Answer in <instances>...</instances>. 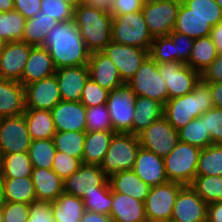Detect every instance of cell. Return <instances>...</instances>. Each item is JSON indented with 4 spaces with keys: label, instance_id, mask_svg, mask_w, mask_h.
<instances>
[{
    "label": "cell",
    "instance_id": "6da1fadb",
    "mask_svg": "<svg viewBox=\"0 0 222 222\" xmlns=\"http://www.w3.org/2000/svg\"><path fill=\"white\" fill-rule=\"evenodd\" d=\"M42 46L49 51L56 70L88 65L91 53L73 20L59 22L54 26Z\"/></svg>",
    "mask_w": 222,
    "mask_h": 222
},
{
    "label": "cell",
    "instance_id": "7a4b0ae2",
    "mask_svg": "<svg viewBox=\"0 0 222 222\" xmlns=\"http://www.w3.org/2000/svg\"><path fill=\"white\" fill-rule=\"evenodd\" d=\"M213 107L209 85L200 78L191 93L169 99L164 104L163 116L178 131Z\"/></svg>",
    "mask_w": 222,
    "mask_h": 222
},
{
    "label": "cell",
    "instance_id": "3957f363",
    "mask_svg": "<svg viewBox=\"0 0 222 222\" xmlns=\"http://www.w3.org/2000/svg\"><path fill=\"white\" fill-rule=\"evenodd\" d=\"M112 18L84 4L74 9L73 21L90 53L101 52L111 42Z\"/></svg>",
    "mask_w": 222,
    "mask_h": 222
},
{
    "label": "cell",
    "instance_id": "277c9868",
    "mask_svg": "<svg viewBox=\"0 0 222 222\" xmlns=\"http://www.w3.org/2000/svg\"><path fill=\"white\" fill-rule=\"evenodd\" d=\"M153 40L142 11L116 15L112 18V42L149 50Z\"/></svg>",
    "mask_w": 222,
    "mask_h": 222
},
{
    "label": "cell",
    "instance_id": "5b68a950",
    "mask_svg": "<svg viewBox=\"0 0 222 222\" xmlns=\"http://www.w3.org/2000/svg\"><path fill=\"white\" fill-rule=\"evenodd\" d=\"M140 147L138 135L115 132L99 166L108 177L119 171L132 170Z\"/></svg>",
    "mask_w": 222,
    "mask_h": 222
},
{
    "label": "cell",
    "instance_id": "8992f818",
    "mask_svg": "<svg viewBox=\"0 0 222 222\" xmlns=\"http://www.w3.org/2000/svg\"><path fill=\"white\" fill-rule=\"evenodd\" d=\"M201 150L179 140L176 147L164 158L168 181L191 185L197 174Z\"/></svg>",
    "mask_w": 222,
    "mask_h": 222
},
{
    "label": "cell",
    "instance_id": "52a82bcc",
    "mask_svg": "<svg viewBox=\"0 0 222 222\" xmlns=\"http://www.w3.org/2000/svg\"><path fill=\"white\" fill-rule=\"evenodd\" d=\"M127 84L137 96L157 100L163 105L169 100L167 85L159 73L158 63L150 56L143 61Z\"/></svg>",
    "mask_w": 222,
    "mask_h": 222
},
{
    "label": "cell",
    "instance_id": "ba28073f",
    "mask_svg": "<svg viewBox=\"0 0 222 222\" xmlns=\"http://www.w3.org/2000/svg\"><path fill=\"white\" fill-rule=\"evenodd\" d=\"M136 97L127 83L109 92L106 107L114 132L132 134Z\"/></svg>",
    "mask_w": 222,
    "mask_h": 222
},
{
    "label": "cell",
    "instance_id": "9c48e42d",
    "mask_svg": "<svg viewBox=\"0 0 222 222\" xmlns=\"http://www.w3.org/2000/svg\"><path fill=\"white\" fill-rule=\"evenodd\" d=\"M184 186L181 183L171 181L153 186L144 202L148 222H170L173 206L179 191Z\"/></svg>",
    "mask_w": 222,
    "mask_h": 222
},
{
    "label": "cell",
    "instance_id": "30bf717a",
    "mask_svg": "<svg viewBox=\"0 0 222 222\" xmlns=\"http://www.w3.org/2000/svg\"><path fill=\"white\" fill-rule=\"evenodd\" d=\"M180 4L169 0L144 2L142 14L153 38L167 36L173 31Z\"/></svg>",
    "mask_w": 222,
    "mask_h": 222
},
{
    "label": "cell",
    "instance_id": "8fae6325",
    "mask_svg": "<svg viewBox=\"0 0 222 222\" xmlns=\"http://www.w3.org/2000/svg\"><path fill=\"white\" fill-rule=\"evenodd\" d=\"M140 146L165 158L176 147L178 131L162 116L138 134Z\"/></svg>",
    "mask_w": 222,
    "mask_h": 222
},
{
    "label": "cell",
    "instance_id": "7c38bea8",
    "mask_svg": "<svg viewBox=\"0 0 222 222\" xmlns=\"http://www.w3.org/2000/svg\"><path fill=\"white\" fill-rule=\"evenodd\" d=\"M158 70L167 85L169 99L191 93L200 80V73L180 61L158 64Z\"/></svg>",
    "mask_w": 222,
    "mask_h": 222
},
{
    "label": "cell",
    "instance_id": "4fadbf2b",
    "mask_svg": "<svg viewBox=\"0 0 222 222\" xmlns=\"http://www.w3.org/2000/svg\"><path fill=\"white\" fill-rule=\"evenodd\" d=\"M109 177L99 165L82 163L79 169L63 180V192L83 199L97 187H108Z\"/></svg>",
    "mask_w": 222,
    "mask_h": 222
},
{
    "label": "cell",
    "instance_id": "5bb4252c",
    "mask_svg": "<svg viewBox=\"0 0 222 222\" xmlns=\"http://www.w3.org/2000/svg\"><path fill=\"white\" fill-rule=\"evenodd\" d=\"M31 142L24 114L0 118V155L28 152Z\"/></svg>",
    "mask_w": 222,
    "mask_h": 222
},
{
    "label": "cell",
    "instance_id": "9a60e30c",
    "mask_svg": "<svg viewBox=\"0 0 222 222\" xmlns=\"http://www.w3.org/2000/svg\"><path fill=\"white\" fill-rule=\"evenodd\" d=\"M116 65L119 75L127 83L149 56V50L110 42L102 51Z\"/></svg>",
    "mask_w": 222,
    "mask_h": 222
},
{
    "label": "cell",
    "instance_id": "2e32d148",
    "mask_svg": "<svg viewBox=\"0 0 222 222\" xmlns=\"http://www.w3.org/2000/svg\"><path fill=\"white\" fill-rule=\"evenodd\" d=\"M208 204L190 186L185 185L177 196L170 222H207Z\"/></svg>",
    "mask_w": 222,
    "mask_h": 222
},
{
    "label": "cell",
    "instance_id": "e0dca14e",
    "mask_svg": "<svg viewBox=\"0 0 222 222\" xmlns=\"http://www.w3.org/2000/svg\"><path fill=\"white\" fill-rule=\"evenodd\" d=\"M32 45L23 41L5 42L0 50V79L21 83V78Z\"/></svg>",
    "mask_w": 222,
    "mask_h": 222
},
{
    "label": "cell",
    "instance_id": "ac0fdd59",
    "mask_svg": "<svg viewBox=\"0 0 222 222\" xmlns=\"http://www.w3.org/2000/svg\"><path fill=\"white\" fill-rule=\"evenodd\" d=\"M24 88L26 109L52 110L62 100L55 74Z\"/></svg>",
    "mask_w": 222,
    "mask_h": 222
},
{
    "label": "cell",
    "instance_id": "d6986e66",
    "mask_svg": "<svg viewBox=\"0 0 222 222\" xmlns=\"http://www.w3.org/2000/svg\"><path fill=\"white\" fill-rule=\"evenodd\" d=\"M56 132H86V107L80 101H60L51 110Z\"/></svg>",
    "mask_w": 222,
    "mask_h": 222
},
{
    "label": "cell",
    "instance_id": "ffe728a7",
    "mask_svg": "<svg viewBox=\"0 0 222 222\" xmlns=\"http://www.w3.org/2000/svg\"><path fill=\"white\" fill-rule=\"evenodd\" d=\"M132 170L151 187L168 182L164 158L143 147H140L138 151Z\"/></svg>",
    "mask_w": 222,
    "mask_h": 222
},
{
    "label": "cell",
    "instance_id": "44dd1931",
    "mask_svg": "<svg viewBox=\"0 0 222 222\" xmlns=\"http://www.w3.org/2000/svg\"><path fill=\"white\" fill-rule=\"evenodd\" d=\"M62 101H80L85 82L89 78L87 65L64 67L55 72Z\"/></svg>",
    "mask_w": 222,
    "mask_h": 222
},
{
    "label": "cell",
    "instance_id": "7402d4cb",
    "mask_svg": "<svg viewBox=\"0 0 222 222\" xmlns=\"http://www.w3.org/2000/svg\"><path fill=\"white\" fill-rule=\"evenodd\" d=\"M87 66L89 77L102 88L111 91L125 84L116 65L102 52L91 53Z\"/></svg>",
    "mask_w": 222,
    "mask_h": 222
},
{
    "label": "cell",
    "instance_id": "603a6c76",
    "mask_svg": "<svg viewBox=\"0 0 222 222\" xmlns=\"http://www.w3.org/2000/svg\"><path fill=\"white\" fill-rule=\"evenodd\" d=\"M56 68L49 51L43 46H32L21 78L27 85L54 75Z\"/></svg>",
    "mask_w": 222,
    "mask_h": 222
},
{
    "label": "cell",
    "instance_id": "cb8c5ba5",
    "mask_svg": "<svg viewBox=\"0 0 222 222\" xmlns=\"http://www.w3.org/2000/svg\"><path fill=\"white\" fill-rule=\"evenodd\" d=\"M25 88L14 80L0 79V118L25 112Z\"/></svg>",
    "mask_w": 222,
    "mask_h": 222
},
{
    "label": "cell",
    "instance_id": "d4e9b609",
    "mask_svg": "<svg viewBox=\"0 0 222 222\" xmlns=\"http://www.w3.org/2000/svg\"><path fill=\"white\" fill-rule=\"evenodd\" d=\"M109 216L113 222H148L144 202L114 191Z\"/></svg>",
    "mask_w": 222,
    "mask_h": 222
},
{
    "label": "cell",
    "instance_id": "484cf974",
    "mask_svg": "<svg viewBox=\"0 0 222 222\" xmlns=\"http://www.w3.org/2000/svg\"><path fill=\"white\" fill-rule=\"evenodd\" d=\"M31 179L37 201H55L63 193V179L52 169L33 168Z\"/></svg>",
    "mask_w": 222,
    "mask_h": 222
},
{
    "label": "cell",
    "instance_id": "4316f807",
    "mask_svg": "<svg viewBox=\"0 0 222 222\" xmlns=\"http://www.w3.org/2000/svg\"><path fill=\"white\" fill-rule=\"evenodd\" d=\"M111 190L145 202L151 186L142 181L133 170L119 171L109 176Z\"/></svg>",
    "mask_w": 222,
    "mask_h": 222
},
{
    "label": "cell",
    "instance_id": "83f0119b",
    "mask_svg": "<svg viewBox=\"0 0 222 222\" xmlns=\"http://www.w3.org/2000/svg\"><path fill=\"white\" fill-rule=\"evenodd\" d=\"M212 26L204 18L191 12L183 3L180 4L173 31L192 39L210 35Z\"/></svg>",
    "mask_w": 222,
    "mask_h": 222
},
{
    "label": "cell",
    "instance_id": "f1b7e54d",
    "mask_svg": "<svg viewBox=\"0 0 222 222\" xmlns=\"http://www.w3.org/2000/svg\"><path fill=\"white\" fill-rule=\"evenodd\" d=\"M164 105L157 100L137 96L133 115L132 134L138 135L155 120L163 116Z\"/></svg>",
    "mask_w": 222,
    "mask_h": 222
},
{
    "label": "cell",
    "instance_id": "f546056e",
    "mask_svg": "<svg viewBox=\"0 0 222 222\" xmlns=\"http://www.w3.org/2000/svg\"><path fill=\"white\" fill-rule=\"evenodd\" d=\"M114 133V131L86 132L82 163L100 165L109 148Z\"/></svg>",
    "mask_w": 222,
    "mask_h": 222
},
{
    "label": "cell",
    "instance_id": "4dcf8cb0",
    "mask_svg": "<svg viewBox=\"0 0 222 222\" xmlns=\"http://www.w3.org/2000/svg\"><path fill=\"white\" fill-rule=\"evenodd\" d=\"M23 114L32 140L53 139L56 129L51 110L26 109Z\"/></svg>",
    "mask_w": 222,
    "mask_h": 222
},
{
    "label": "cell",
    "instance_id": "1f68e13d",
    "mask_svg": "<svg viewBox=\"0 0 222 222\" xmlns=\"http://www.w3.org/2000/svg\"><path fill=\"white\" fill-rule=\"evenodd\" d=\"M51 208L56 222H80L86 211L81 198L64 192L51 202Z\"/></svg>",
    "mask_w": 222,
    "mask_h": 222
},
{
    "label": "cell",
    "instance_id": "d6a6232c",
    "mask_svg": "<svg viewBox=\"0 0 222 222\" xmlns=\"http://www.w3.org/2000/svg\"><path fill=\"white\" fill-rule=\"evenodd\" d=\"M58 23L53 17H48L40 11L33 18L25 20L21 41L32 46H42L48 32Z\"/></svg>",
    "mask_w": 222,
    "mask_h": 222
},
{
    "label": "cell",
    "instance_id": "836d02e7",
    "mask_svg": "<svg viewBox=\"0 0 222 222\" xmlns=\"http://www.w3.org/2000/svg\"><path fill=\"white\" fill-rule=\"evenodd\" d=\"M37 201L31 177L5 178L3 202L31 204Z\"/></svg>",
    "mask_w": 222,
    "mask_h": 222
},
{
    "label": "cell",
    "instance_id": "e575fe53",
    "mask_svg": "<svg viewBox=\"0 0 222 222\" xmlns=\"http://www.w3.org/2000/svg\"><path fill=\"white\" fill-rule=\"evenodd\" d=\"M216 46L210 36L195 39L187 65L200 74L217 57Z\"/></svg>",
    "mask_w": 222,
    "mask_h": 222
},
{
    "label": "cell",
    "instance_id": "d590c367",
    "mask_svg": "<svg viewBox=\"0 0 222 222\" xmlns=\"http://www.w3.org/2000/svg\"><path fill=\"white\" fill-rule=\"evenodd\" d=\"M179 140L187 144L204 149L211 145V136L206 132L205 113L192 119L186 126L178 130Z\"/></svg>",
    "mask_w": 222,
    "mask_h": 222
},
{
    "label": "cell",
    "instance_id": "8d00e7d4",
    "mask_svg": "<svg viewBox=\"0 0 222 222\" xmlns=\"http://www.w3.org/2000/svg\"><path fill=\"white\" fill-rule=\"evenodd\" d=\"M0 168L4 178L31 177L33 170L28 152L0 155Z\"/></svg>",
    "mask_w": 222,
    "mask_h": 222
},
{
    "label": "cell",
    "instance_id": "74e56055",
    "mask_svg": "<svg viewBox=\"0 0 222 222\" xmlns=\"http://www.w3.org/2000/svg\"><path fill=\"white\" fill-rule=\"evenodd\" d=\"M222 176V144H211L200 152L196 176Z\"/></svg>",
    "mask_w": 222,
    "mask_h": 222
},
{
    "label": "cell",
    "instance_id": "f35d334b",
    "mask_svg": "<svg viewBox=\"0 0 222 222\" xmlns=\"http://www.w3.org/2000/svg\"><path fill=\"white\" fill-rule=\"evenodd\" d=\"M85 136L86 132L62 131L55 133L53 141L57 151L78 158L82 162Z\"/></svg>",
    "mask_w": 222,
    "mask_h": 222
},
{
    "label": "cell",
    "instance_id": "ab89813d",
    "mask_svg": "<svg viewBox=\"0 0 222 222\" xmlns=\"http://www.w3.org/2000/svg\"><path fill=\"white\" fill-rule=\"evenodd\" d=\"M56 151L53 139L32 140L28 150L32 167L51 169Z\"/></svg>",
    "mask_w": 222,
    "mask_h": 222
},
{
    "label": "cell",
    "instance_id": "60d3db41",
    "mask_svg": "<svg viewBox=\"0 0 222 222\" xmlns=\"http://www.w3.org/2000/svg\"><path fill=\"white\" fill-rule=\"evenodd\" d=\"M25 17L18 11L0 12V37L5 42L21 41Z\"/></svg>",
    "mask_w": 222,
    "mask_h": 222
},
{
    "label": "cell",
    "instance_id": "b9f144b4",
    "mask_svg": "<svg viewBox=\"0 0 222 222\" xmlns=\"http://www.w3.org/2000/svg\"><path fill=\"white\" fill-rule=\"evenodd\" d=\"M190 186L207 204L222 201V176H196Z\"/></svg>",
    "mask_w": 222,
    "mask_h": 222
},
{
    "label": "cell",
    "instance_id": "7bdbcfd3",
    "mask_svg": "<svg viewBox=\"0 0 222 222\" xmlns=\"http://www.w3.org/2000/svg\"><path fill=\"white\" fill-rule=\"evenodd\" d=\"M82 200L86 211L110 215L113 202V191L110 186L97 187V191L86 194Z\"/></svg>",
    "mask_w": 222,
    "mask_h": 222
},
{
    "label": "cell",
    "instance_id": "ee69618b",
    "mask_svg": "<svg viewBox=\"0 0 222 222\" xmlns=\"http://www.w3.org/2000/svg\"><path fill=\"white\" fill-rule=\"evenodd\" d=\"M183 4L212 27L222 21V9L215 0H184Z\"/></svg>",
    "mask_w": 222,
    "mask_h": 222
},
{
    "label": "cell",
    "instance_id": "f6af8a7d",
    "mask_svg": "<svg viewBox=\"0 0 222 222\" xmlns=\"http://www.w3.org/2000/svg\"><path fill=\"white\" fill-rule=\"evenodd\" d=\"M113 131L106 104L86 107V132Z\"/></svg>",
    "mask_w": 222,
    "mask_h": 222
},
{
    "label": "cell",
    "instance_id": "bcb514c9",
    "mask_svg": "<svg viewBox=\"0 0 222 222\" xmlns=\"http://www.w3.org/2000/svg\"><path fill=\"white\" fill-rule=\"evenodd\" d=\"M149 56L158 64L174 61V42L169 35L155 37L149 49Z\"/></svg>",
    "mask_w": 222,
    "mask_h": 222
},
{
    "label": "cell",
    "instance_id": "7dc6e473",
    "mask_svg": "<svg viewBox=\"0 0 222 222\" xmlns=\"http://www.w3.org/2000/svg\"><path fill=\"white\" fill-rule=\"evenodd\" d=\"M109 92V90L102 88L89 77L85 82L80 102L85 107L106 104Z\"/></svg>",
    "mask_w": 222,
    "mask_h": 222
},
{
    "label": "cell",
    "instance_id": "c3c4849f",
    "mask_svg": "<svg viewBox=\"0 0 222 222\" xmlns=\"http://www.w3.org/2000/svg\"><path fill=\"white\" fill-rule=\"evenodd\" d=\"M58 22L73 20L74 9L62 0H41V10Z\"/></svg>",
    "mask_w": 222,
    "mask_h": 222
},
{
    "label": "cell",
    "instance_id": "681fc988",
    "mask_svg": "<svg viewBox=\"0 0 222 222\" xmlns=\"http://www.w3.org/2000/svg\"><path fill=\"white\" fill-rule=\"evenodd\" d=\"M81 164L78 158L56 151L51 169L64 180L75 173Z\"/></svg>",
    "mask_w": 222,
    "mask_h": 222
},
{
    "label": "cell",
    "instance_id": "f907efd6",
    "mask_svg": "<svg viewBox=\"0 0 222 222\" xmlns=\"http://www.w3.org/2000/svg\"><path fill=\"white\" fill-rule=\"evenodd\" d=\"M169 36L174 42V61H180L183 64H187L195 40L175 31H172Z\"/></svg>",
    "mask_w": 222,
    "mask_h": 222
},
{
    "label": "cell",
    "instance_id": "816d5d0a",
    "mask_svg": "<svg viewBox=\"0 0 222 222\" xmlns=\"http://www.w3.org/2000/svg\"><path fill=\"white\" fill-rule=\"evenodd\" d=\"M205 127L212 144H222V109L213 107L205 112Z\"/></svg>",
    "mask_w": 222,
    "mask_h": 222
},
{
    "label": "cell",
    "instance_id": "f5cc1de1",
    "mask_svg": "<svg viewBox=\"0 0 222 222\" xmlns=\"http://www.w3.org/2000/svg\"><path fill=\"white\" fill-rule=\"evenodd\" d=\"M30 204L21 202H3V222H26Z\"/></svg>",
    "mask_w": 222,
    "mask_h": 222
},
{
    "label": "cell",
    "instance_id": "db71d44e",
    "mask_svg": "<svg viewBox=\"0 0 222 222\" xmlns=\"http://www.w3.org/2000/svg\"><path fill=\"white\" fill-rule=\"evenodd\" d=\"M26 222H56L49 201H34L30 204L29 217Z\"/></svg>",
    "mask_w": 222,
    "mask_h": 222
},
{
    "label": "cell",
    "instance_id": "11a10c76",
    "mask_svg": "<svg viewBox=\"0 0 222 222\" xmlns=\"http://www.w3.org/2000/svg\"><path fill=\"white\" fill-rule=\"evenodd\" d=\"M143 5V0H114L111 15L115 17L116 15L142 11Z\"/></svg>",
    "mask_w": 222,
    "mask_h": 222
},
{
    "label": "cell",
    "instance_id": "9f6ffc18",
    "mask_svg": "<svg viewBox=\"0 0 222 222\" xmlns=\"http://www.w3.org/2000/svg\"><path fill=\"white\" fill-rule=\"evenodd\" d=\"M201 79L207 83L222 82V54L200 74Z\"/></svg>",
    "mask_w": 222,
    "mask_h": 222
},
{
    "label": "cell",
    "instance_id": "6f0895ef",
    "mask_svg": "<svg viewBox=\"0 0 222 222\" xmlns=\"http://www.w3.org/2000/svg\"><path fill=\"white\" fill-rule=\"evenodd\" d=\"M14 10L25 19L33 18L41 10V0H14Z\"/></svg>",
    "mask_w": 222,
    "mask_h": 222
},
{
    "label": "cell",
    "instance_id": "680465c9",
    "mask_svg": "<svg viewBox=\"0 0 222 222\" xmlns=\"http://www.w3.org/2000/svg\"><path fill=\"white\" fill-rule=\"evenodd\" d=\"M207 222H222V201L208 204Z\"/></svg>",
    "mask_w": 222,
    "mask_h": 222
},
{
    "label": "cell",
    "instance_id": "91938a15",
    "mask_svg": "<svg viewBox=\"0 0 222 222\" xmlns=\"http://www.w3.org/2000/svg\"><path fill=\"white\" fill-rule=\"evenodd\" d=\"M82 4L111 14V8L113 7L114 0H83Z\"/></svg>",
    "mask_w": 222,
    "mask_h": 222
},
{
    "label": "cell",
    "instance_id": "94428289",
    "mask_svg": "<svg viewBox=\"0 0 222 222\" xmlns=\"http://www.w3.org/2000/svg\"><path fill=\"white\" fill-rule=\"evenodd\" d=\"M214 107L222 109V82L208 83Z\"/></svg>",
    "mask_w": 222,
    "mask_h": 222
},
{
    "label": "cell",
    "instance_id": "6125c7cd",
    "mask_svg": "<svg viewBox=\"0 0 222 222\" xmlns=\"http://www.w3.org/2000/svg\"><path fill=\"white\" fill-rule=\"evenodd\" d=\"M209 36L216 46L217 53L222 54V21L212 27Z\"/></svg>",
    "mask_w": 222,
    "mask_h": 222
},
{
    "label": "cell",
    "instance_id": "be15d7a7",
    "mask_svg": "<svg viewBox=\"0 0 222 222\" xmlns=\"http://www.w3.org/2000/svg\"><path fill=\"white\" fill-rule=\"evenodd\" d=\"M80 222H113V220L109 215L85 211Z\"/></svg>",
    "mask_w": 222,
    "mask_h": 222
},
{
    "label": "cell",
    "instance_id": "e7e4bbea",
    "mask_svg": "<svg viewBox=\"0 0 222 222\" xmlns=\"http://www.w3.org/2000/svg\"><path fill=\"white\" fill-rule=\"evenodd\" d=\"M14 10V0H0V12Z\"/></svg>",
    "mask_w": 222,
    "mask_h": 222
},
{
    "label": "cell",
    "instance_id": "03108f58",
    "mask_svg": "<svg viewBox=\"0 0 222 222\" xmlns=\"http://www.w3.org/2000/svg\"><path fill=\"white\" fill-rule=\"evenodd\" d=\"M4 184H5V178L0 168V202H3L4 200Z\"/></svg>",
    "mask_w": 222,
    "mask_h": 222
},
{
    "label": "cell",
    "instance_id": "003e7915",
    "mask_svg": "<svg viewBox=\"0 0 222 222\" xmlns=\"http://www.w3.org/2000/svg\"><path fill=\"white\" fill-rule=\"evenodd\" d=\"M64 2H66L68 5H70L73 9H75L76 7H78L79 5L82 4L83 0H62Z\"/></svg>",
    "mask_w": 222,
    "mask_h": 222
},
{
    "label": "cell",
    "instance_id": "a7ac6f4b",
    "mask_svg": "<svg viewBox=\"0 0 222 222\" xmlns=\"http://www.w3.org/2000/svg\"><path fill=\"white\" fill-rule=\"evenodd\" d=\"M0 222H3V202H0Z\"/></svg>",
    "mask_w": 222,
    "mask_h": 222
},
{
    "label": "cell",
    "instance_id": "89a4df30",
    "mask_svg": "<svg viewBox=\"0 0 222 222\" xmlns=\"http://www.w3.org/2000/svg\"><path fill=\"white\" fill-rule=\"evenodd\" d=\"M5 41L0 37V50L4 47Z\"/></svg>",
    "mask_w": 222,
    "mask_h": 222
},
{
    "label": "cell",
    "instance_id": "2644e50d",
    "mask_svg": "<svg viewBox=\"0 0 222 222\" xmlns=\"http://www.w3.org/2000/svg\"><path fill=\"white\" fill-rule=\"evenodd\" d=\"M222 9V0H215Z\"/></svg>",
    "mask_w": 222,
    "mask_h": 222
},
{
    "label": "cell",
    "instance_id": "8c879c8a",
    "mask_svg": "<svg viewBox=\"0 0 222 222\" xmlns=\"http://www.w3.org/2000/svg\"><path fill=\"white\" fill-rule=\"evenodd\" d=\"M169 1H174V2H177V3H183L184 0H169Z\"/></svg>",
    "mask_w": 222,
    "mask_h": 222
}]
</instances>
